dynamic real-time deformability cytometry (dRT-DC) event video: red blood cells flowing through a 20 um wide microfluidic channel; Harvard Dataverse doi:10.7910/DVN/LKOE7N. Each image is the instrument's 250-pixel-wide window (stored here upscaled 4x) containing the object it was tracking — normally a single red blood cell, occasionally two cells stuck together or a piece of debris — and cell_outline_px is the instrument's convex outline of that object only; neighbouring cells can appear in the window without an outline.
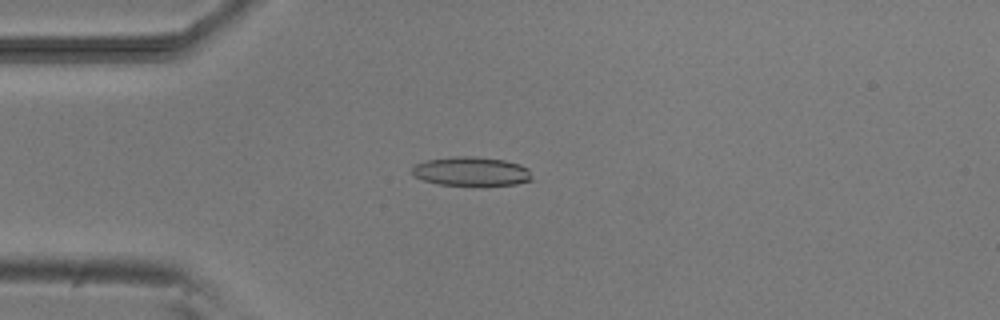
{"species": "common noctule bat (a hibernating species)", "species_latin": "Nyctalus noctula", "temperature_condition": "room temperature", "stored_images_in_passage": 45, "camera_frame_rate_fps": 3000, "um_per_image_px": 0.085, "animal": {"sex": "male", "body_mass_g": 20.5, "forearm_length_mm": 52.5}, "frame": {"image": 1, "passage_image": 13, "time_ms": 4.0, "image_size_px": [1000, 320], "cell_outline_px": [[532, 180], [516, 184], [440, 184], [424, 180], [412, 176], [412, 168], [416, 164], [424, 160], [456, 156], [476, 156], [504, 160], [520, 164], [528, 168], [532, 176]], "centroid_in_image_um": [40.05, 14.54], "position_along_channel_um": 45.0, "area_um2": 20.06}}
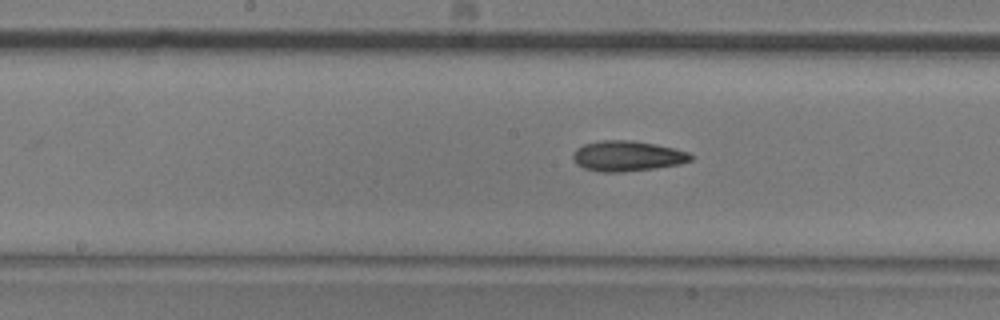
{"frame": {"image": 2, "passage_image": 26, "time_ms": 8.333, "image_size_px": [1000, 320], "cell_outline_px": [[692, 160], [680, 164], [656, 168], [624, 172], [600, 172], [584, 168], [576, 164], [572, 156], [572, 152], [576, 148], [584, 144], [600, 140], [632, 140], [656, 144], [676, 148], [688, 152], [692, 156]], "centroid_in_image_um": [53.31, 13.26], "position_along_channel_um": 194.9, "area_um2": 21.1}}
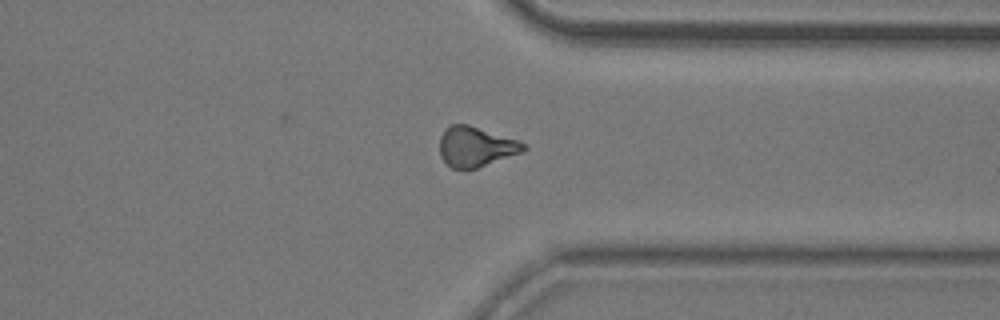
{"frame": {"image": 3, "passage_image": 40, "time_ms": 13.0, "image_size_px": [1000, 320], "cell_outline_px": [[528, 148], [520, 152], [476, 168], [452, 168], [440, 156], [440, 136], [444, 128], [452, 124], [468, 124], [520, 140], [528, 144]], "centroid_in_image_um": [40.45, 12.43], "position_along_channel_um": 371.0, "area_um2": 19.48}, "authors_computed_cell_mechanics": {"area_um2": 20.0566, "velocity_mm_per_s": 3.8262, "shape_relaxation_time_tau1_ms": null, "shape_relaxation_time_tau2_ms": 5.458, "deformation_change_tau1": null, "deformation_change_tau2": 0.1439}}